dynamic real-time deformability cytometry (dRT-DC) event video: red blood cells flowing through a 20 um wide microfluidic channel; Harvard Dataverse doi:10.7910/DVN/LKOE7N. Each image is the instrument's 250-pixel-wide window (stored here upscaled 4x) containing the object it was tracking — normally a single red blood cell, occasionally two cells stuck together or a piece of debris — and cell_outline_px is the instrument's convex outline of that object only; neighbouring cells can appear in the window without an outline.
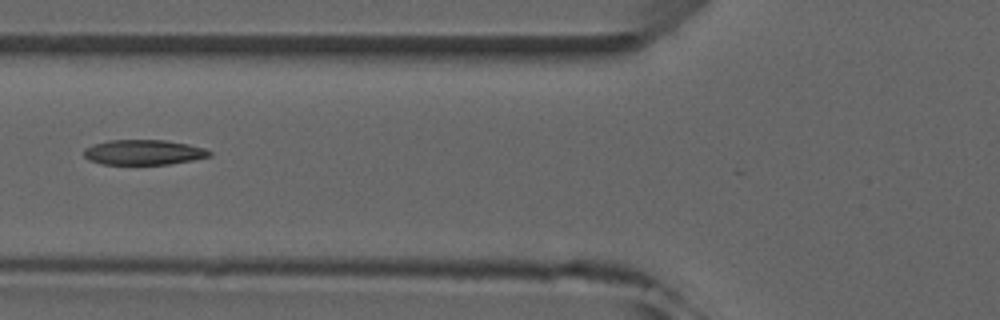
{"species": "common noctule bat (a hibernating species)", "species_latin": "Nyctalus noctula", "temperature_condition": "room temperature", "stored_images_in_passage": 7, "camera_frame_rate_fps": 3000, "um_per_image_px": 0.085, "animal": {"sex": "male", "forearm_length_mm": 52.5}, "frame": {"image": 1, "passage_image": 5, "time_ms": 5.333, "image_size_px": [1000, 320], "cell_outline_px": [[212, 156], [192, 160], [168, 164], [100, 164], [88, 160], [84, 156], [84, 148], [92, 144], [108, 140], [164, 140], [188, 144], [204, 148], [212, 152]], "centroid_in_image_um": [12.18, 12.94], "position_along_channel_um": 113.6, "area_um2": 18.44}}
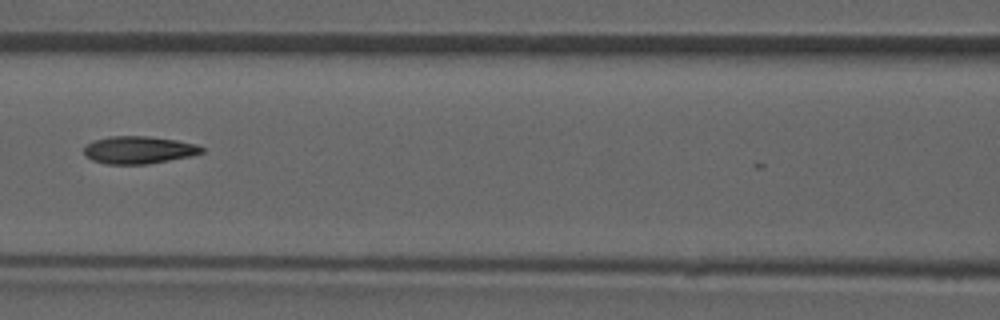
{"frame": {"image": 2, "passage_image": 6, "time_ms": 6.333, "image_size_px": [1000, 320], "cell_outline_px": [[204, 152], [192, 156], [148, 164], [104, 164], [92, 160], [84, 156], [84, 148], [88, 144], [96, 140], [108, 136], [148, 136], [176, 140], [196, 144], [204, 148]], "centroid_in_image_um": [11.8, 12.75], "position_along_channel_um": 154.8, "area_um2": 18.96}}